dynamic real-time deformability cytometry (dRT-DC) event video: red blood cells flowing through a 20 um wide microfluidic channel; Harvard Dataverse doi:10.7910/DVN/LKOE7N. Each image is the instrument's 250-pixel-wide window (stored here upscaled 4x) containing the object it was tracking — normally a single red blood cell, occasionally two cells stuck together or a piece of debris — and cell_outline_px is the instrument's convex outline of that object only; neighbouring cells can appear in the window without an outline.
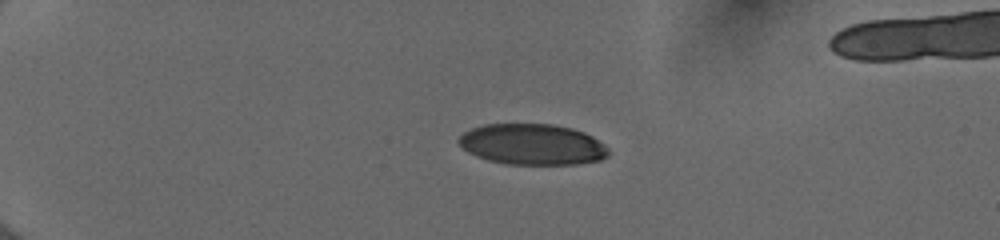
{"species": "human", "species_latin": "Homo sapiens", "temperature_condition": "cold", "stored_images_in_passage": 41, "camera_frame_rate_fps": 3000, "um_per_image_px": 0.085, "donor": {"sex": "female"}, "frame": {"image": 1, "passage_image": 1, "time_ms": 0.0, "image_size_px": [1000, 240], "cell_outline_px": [[608, 156], [600, 160], [576, 164], [504, 164], [488, 160], [476, 156], [468, 152], [456, 140], [464, 132], [472, 128], [484, 124], [552, 124], [572, 128], [584, 132], [592, 136], [604, 144], [608, 148]], "centroid_in_image_um": [45.25, 12.27], "position_along_channel_um": 39.8, "area_um2": 35.72}}
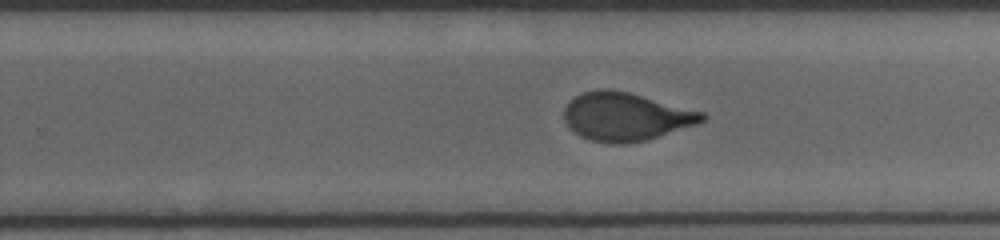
{"frame": {"image": 2, "passage_image": 24, "time_ms": 7.667, "image_size_px": [1000, 240], "cell_outline_px": [[708, 116], [704, 120], [696, 124], [648, 140], [624, 144], [612, 144], [592, 140], [580, 136], [568, 128], [564, 120], [564, 108], [576, 96], [584, 92], [596, 88], [608, 88], [628, 92], [704, 112]], "centroid_in_image_um": [53.18, 9.92], "position_along_channel_um": 276.6, "area_um2": 38.84}}
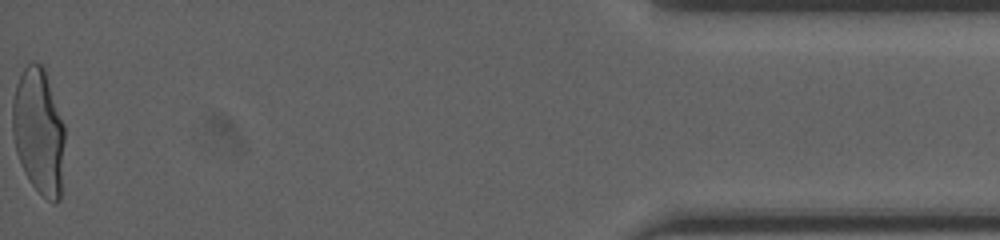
{"frame": {"image": 3, "passage_image": 41, "time_ms": 13.333, "image_size_px": [1000, 240], "cell_outline_px": [[64, 140], [60, 200], [52, 204], [32, 184], [24, 172], [16, 152], [12, 132], [12, 100], [16, 84], [24, 68], [32, 60], [40, 64], [44, 68], [64, 124]], "centroid_in_image_um": [3.28, 11.16], "position_along_channel_um": 431.9, "area_um2": 38.26}, "authors_computed_cell_mechanics": {"area_um2": 38.8416, "velocity_mm_per_s": 4.0119, "shape_relaxation_time_tau1_ms": 5.4489, "shape_relaxation_time_tau2_ms": null, "deformation_change_tau1": 0.1979, "deformation_change_tau2": null}}